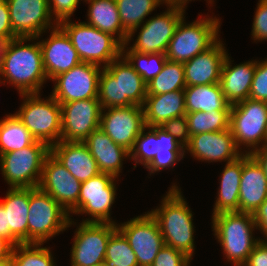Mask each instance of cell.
<instances>
[{
  "instance_id": "cell-14",
  "label": "cell",
  "mask_w": 267,
  "mask_h": 266,
  "mask_svg": "<svg viewBox=\"0 0 267 266\" xmlns=\"http://www.w3.org/2000/svg\"><path fill=\"white\" fill-rule=\"evenodd\" d=\"M61 105V140L83 142L100 128L102 107L98 98L75 100Z\"/></svg>"
},
{
  "instance_id": "cell-43",
  "label": "cell",
  "mask_w": 267,
  "mask_h": 266,
  "mask_svg": "<svg viewBox=\"0 0 267 266\" xmlns=\"http://www.w3.org/2000/svg\"><path fill=\"white\" fill-rule=\"evenodd\" d=\"M185 151H158L153 160L145 167L154 174L164 168L173 167L184 158Z\"/></svg>"
},
{
  "instance_id": "cell-1",
  "label": "cell",
  "mask_w": 267,
  "mask_h": 266,
  "mask_svg": "<svg viewBox=\"0 0 267 266\" xmlns=\"http://www.w3.org/2000/svg\"><path fill=\"white\" fill-rule=\"evenodd\" d=\"M35 38L18 37L7 42L0 77L16 86L20 94L39 93L41 86L48 79L42 59L39 42L25 44ZM2 75V76H1Z\"/></svg>"
},
{
  "instance_id": "cell-39",
  "label": "cell",
  "mask_w": 267,
  "mask_h": 266,
  "mask_svg": "<svg viewBox=\"0 0 267 266\" xmlns=\"http://www.w3.org/2000/svg\"><path fill=\"white\" fill-rule=\"evenodd\" d=\"M149 132H144L145 130ZM159 148V137L157 136V126H145L140 135L136 138L133 148L130 150V157L136 163H141L146 167L156 156Z\"/></svg>"
},
{
  "instance_id": "cell-35",
  "label": "cell",
  "mask_w": 267,
  "mask_h": 266,
  "mask_svg": "<svg viewBox=\"0 0 267 266\" xmlns=\"http://www.w3.org/2000/svg\"><path fill=\"white\" fill-rule=\"evenodd\" d=\"M231 110L186 113L190 136L230 129Z\"/></svg>"
},
{
  "instance_id": "cell-41",
  "label": "cell",
  "mask_w": 267,
  "mask_h": 266,
  "mask_svg": "<svg viewBox=\"0 0 267 266\" xmlns=\"http://www.w3.org/2000/svg\"><path fill=\"white\" fill-rule=\"evenodd\" d=\"M190 260L183 252L165 245L156 255L152 266H189Z\"/></svg>"
},
{
  "instance_id": "cell-25",
  "label": "cell",
  "mask_w": 267,
  "mask_h": 266,
  "mask_svg": "<svg viewBox=\"0 0 267 266\" xmlns=\"http://www.w3.org/2000/svg\"><path fill=\"white\" fill-rule=\"evenodd\" d=\"M83 142L96 160L100 172L118 178L122 170V161L126 157L130 158V151L116 144L100 128L93 131Z\"/></svg>"
},
{
  "instance_id": "cell-38",
  "label": "cell",
  "mask_w": 267,
  "mask_h": 266,
  "mask_svg": "<svg viewBox=\"0 0 267 266\" xmlns=\"http://www.w3.org/2000/svg\"><path fill=\"white\" fill-rule=\"evenodd\" d=\"M104 262L107 266H138L133 249L118 229L107 243Z\"/></svg>"
},
{
  "instance_id": "cell-11",
  "label": "cell",
  "mask_w": 267,
  "mask_h": 266,
  "mask_svg": "<svg viewBox=\"0 0 267 266\" xmlns=\"http://www.w3.org/2000/svg\"><path fill=\"white\" fill-rule=\"evenodd\" d=\"M71 249V266H96L105 260L107 243L117 230L115 223L81 222Z\"/></svg>"
},
{
  "instance_id": "cell-49",
  "label": "cell",
  "mask_w": 267,
  "mask_h": 266,
  "mask_svg": "<svg viewBox=\"0 0 267 266\" xmlns=\"http://www.w3.org/2000/svg\"><path fill=\"white\" fill-rule=\"evenodd\" d=\"M254 221L267 240V200L254 212Z\"/></svg>"
},
{
  "instance_id": "cell-23",
  "label": "cell",
  "mask_w": 267,
  "mask_h": 266,
  "mask_svg": "<svg viewBox=\"0 0 267 266\" xmlns=\"http://www.w3.org/2000/svg\"><path fill=\"white\" fill-rule=\"evenodd\" d=\"M226 56V49L218 40L205 52L184 62L186 87L219 83Z\"/></svg>"
},
{
  "instance_id": "cell-46",
  "label": "cell",
  "mask_w": 267,
  "mask_h": 266,
  "mask_svg": "<svg viewBox=\"0 0 267 266\" xmlns=\"http://www.w3.org/2000/svg\"><path fill=\"white\" fill-rule=\"evenodd\" d=\"M18 38L11 27L9 8L6 0H0V40L8 42Z\"/></svg>"
},
{
  "instance_id": "cell-10",
  "label": "cell",
  "mask_w": 267,
  "mask_h": 266,
  "mask_svg": "<svg viewBox=\"0 0 267 266\" xmlns=\"http://www.w3.org/2000/svg\"><path fill=\"white\" fill-rule=\"evenodd\" d=\"M230 130L237 148L246 145L252 148L245 153L258 149L259 143H267V102L247 98L231 105Z\"/></svg>"
},
{
  "instance_id": "cell-48",
  "label": "cell",
  "mask_w": 267,
  "mask_h": 266,
  "mask_svg": "<svg viewBox=\"0 0 267 266\" xmlns=\"http://www.w3.org/2000/svg\"><path fill=\"white\" fill-rule=\"evenodd\" d=\"M157 136L159 137V151H185V147L160 126H157Z\"/></svg>"
},
{
  "instance_id": "cell-53",
  "label": "cell",
  "mask_w": 267,
  "mask_h": 266,
  "mask_svg": "<svg viewBox=\"0 0 267 266\" xmlns=\"http://www.w3.org/2000/svg\"><path fill=\"white\" fill-rule=\"evenodd\" d=\"M188 1L191 0H163V3H166V6H178V7H186V4L189 3ZM210 4H212L213 0H209Z\"/></svg>"
},
{
  "instance_id": "cell-21",
  "label": "cell",
  "mask_w": 267,
  "mask_h": 266,
  "mask_svg": "<svg viewBox=\"0 0 267 266\" xmlns=\"http://www.w3.org/2000/svg\"><path fill=\"white\" fill-rule=\"evenodd\" d=\"M50 33L48 39L39 41L48 80L82 62L69 37L59 26L53 28Z\"/></svg>"
},
{
  "instance_id": "cell-26",
  "label": "cell",
  "mask_w": 267,
  "mask_h": 266,
  "mask_svg": "<svg viewBox=\"0 0 267 266\" xmlns=\"http://www.w3.org/2000/svg\"><path fill=\"white\" fill-rule=\"evenodd\" d=\"M30 188H10L0 203L7 212L10 242L16 246L28 243V213Z\"/></svg>"
},
{
  "instance_id": "cell-44",
  "label": "cell",
  "mask_w": 267,
  "mask_h": 266,
  "mask_svg": "<svg viewBox=\"0 0 267 266\" xmlns=\"http://www.w3.org/2000/svg\"><path fill=\"white\" fill-rule=\"evenodd\" d=\"M252 26L253 40H267V0H259Z\"/></svg>"
},
{
  "instance_id": "cell-16",
  "label": "cell",
  "mask_w": 267,
  "mask_h": 266,
  "mask_svg": "<svg viewBox=\"0 0 267 266\" xmlns=\"http://www.w3.org/2000/svg\"><path fill=\"white\" fill-rule=\"evenodd\" d=\"M57 201L70 215L78 211L81 182L49 153L43 163L38 186Z\"/></svg>"
},
{
  "instance_id": "cell-9",
  "label": "cell",
  "mask_w": 267,
  "mask_h": 266,
  "mask_svg": "<svg viewBox=\"0 0 267 266\" xmlns=\"http://www.w3.org/2000/svg\"><path fill=\"white\" fill-rule=\"evenodd\" d=\"M50 147L35 141L21 150L0 155V168L4 180L11 188H36L39 186L43 163Z\"/></svg>"
},
{
  "instance_id": "cell-28",
  "label": "cell",
  "mask_w": 267,
  "mask_h": 266,
  "mask_svg": "<svg viewBox=\"0 0 267 266\" xmlns=\"http://www.w3.org/2000/svg\"><path fill=\"white\" fill-rule=\"evenodd\" d=\"M143 110L147 127L161 126L167 120L186 115L184 90L147 95Z\"/></svg>"
},
{
  "instance_id": "cell-33",
  "label": "cell",
  "mask_w": 267,
  "mask_h": 266,
  "mask_svg": "<svg viewBox=\"0 0 267 266\" xmlns=\"http://www.w3.org/2000/svg\"><path fill=\"white\" fill-rule=\"evenodd\" d=\"M35 141L15 114L7 115L0 120V155L21 150Z\"/></svg>"
},
{
  "instance_id": "cell-34",
  "label": "cell",
  "mask_w": 267,
  "mask_h": 266,
  "mask_svg": "<svg viewBox=\"0 0 267 266\" xmlns=\"http://www.w3.org/2000/svg\"><path fill=\"white\" fill-rule=\"evenodd\" d=\"M185 88L183 63L166 60L161 72L147 83V95L164 94Z\"/></svg>"
},
{
  "instance_id": "cell-7",
  "label": "cell",
  "mask_w": 267,
  "mask_h": 266,
  "mask_svg": "<svg viewBox=\"0 0 267 266\" xmlns=\"http://www.w3.org/2000/svg\"><path fill=\"white\" fill-rule=\"evenodd\" d=\"M70 217L69 213L48 193L39 187L30 188L28 243L43 244L63 232L74 224Z\"/></svg>"
},
{
  "instance_id": "cell-31",
  "label": "cell",
  "mask_w": 267,
  "mask_h": 266,
  "mask_svg": "<svg viewBox=\"0 0 267 266\" xmlns=\"http://www.w3.org/2000/svg\"><path fill=\"white\" fill-rule=\"evenodd\" d=\"M186 113L231 110L220 83L190 86L184 89Z\"/></svg>"
},
{
  "instance_id": "cell-15",
  "label": "cell",
  "mask_w": 267,
  "mask_h": 266,
  "mask_svg": "<svg viewBox=\"0 0 267 266\" xmlns=\"http://www.w3.org/2000/svg\"><path fill=\"white\" fill-rule=\"evenodd\" d=\"M100 69L102 68L95 64L79 63L52 79L56 81V85L51 95L59 103L98 98Z\"/></svg>"
},
{
  "instance_id": "cell-18",
  "label": "cell",
  "mask_w": 267,
  "mask_h": 266,
  "mask_svg": "<svg viewBox=\"0 0 267 266\" xmlns=\"http://www.w3.org/2000/svg\"><path fill=\"white\" fill-rule=\"evenodd\" d=\"M168 10L145 21L134 45L130 48L139 53L165 54L175 29L184 17L185 8L167 6Z\"/></svg>"
},
{
  "instance_id": "cell-3",
  "label": "cell",
  "mask_w": 267,
  "mask_h": 266,
  "mask_svg": "<svg viewBox=\"0 0 267 266\" xmlns=\"http://www.w3.org/2000/svg\"><path fill=\"white\" fill-rule=\"evenodd\" d=\"M180 191L178 186L173 185L160 207L149 213L157 221L165 245L192 259L195 245L193 215Z\"/></svg>"
},
{
  "instance_id": "cell-55",
  "label": "cell",
  "mask_w": 267,
  "mask_h": 266,
  "mask_svg": "<svg viewBox=\"0 0 267 266\" xmlns=\"http://www.w3.org/2000/svg\"><path fill=\"white\" fill-rule=\"evenodd\" d=\"M0 266H12V262H11V260L10 261H3V262H0Z\"/></svg>"
},
{
  "instance_id": "cell-27",
  "label": "cell",
  "mask_w": 267,
  "mask_h": 266,
  "mask_svg": "<svg viewBox=\"0 0 267 266\" xmlns=\"http://www.w3.org/2000/svg\"><path fill=\"white\" fill-rule=\"evenodd\" d=\"M228 55L222 66L219 83L228 103L234 105L249 98V92L256 70V60L232 67Z\"/></svg>"
},
{
  "instance_id": "cell-52",
  "label": "cell",
  "mask_w": 267,
  "mask_h": 266,
  "mask_svg": "<svg viewBox=\"0 0 267 266\" xmlns=\"http://www.w3.org/2000/svg\"><path fill=\"white\" fill-rule=\"evenodd\" d=\"M0 236L10 241V229L7 227V212L0 203Z\"/></svg>"
},
{
  "instance_id": "cell-32",
  "label": "cell",
  "mask_w": 267,
  "mask_h": 266,
  "mask_svg": "<svg viewBox=\"0 0 267 266\" xmlns=\"http://www.w3.org/2000/svg\"><path fill=\"white\" fill-rule=\"evenodd\" d=\"M122 27L129 33L126 44L128 46L133 34L145 22L147 15L156 7L163 4V0H115Z\"/></svg>"
},
{
  "instance_id": "cell-40",
  "label": "cell",
  "mask_w": 267,
  "mask_h": 266,
  "mask_svg": "<svg viewBox=\"0 0 267 266\" xmlns=\"http://www.w3.org/2000/svg\"><path fill=\"white\" fill-rule=\"evenodd\" d=\"M249 98L267 102V59L256 61V70L249 92Z\"/></svg>"
},
{
  "instance_id": "cell-22",
  "label": "cell",
  "mask_w": 267,
  "mask_h": 266,
  "mask_svg": "<svg viewBox=\"0 0 267 266\" xmlns=\"http://www.w3.org/2000/svg\"><path fill=\"white\" fill-rule=\"evenodd\" d=\"M266 200L267 177L264 169L250 153H243L239 212L254 214Z\"/></svg>"
},
{
  "instance_id": "cell-50",
  "label": "cell",
  "mask_w": 267,
  "mask_h": 266,
  "mask_svg": "<svg viewBox=\"0 0 267 266\" xmlns=\"http://www.w3.org/2000/svg\"><path fill=\"white\" fill-rule=\"evenodd\" d=\"M14 245L6 238L0 236V262L10 261Z\"/></svg>"
},
{
  "instance_id": "cell-56",
  "label": "cell",
  "mask_w": 267,
  "mask_h": 266,
  "mask_svg": "<svg viewBox=\"0 0 267 266\" xmlns=\"http://www.w3.org/2000/svg\"><path fill=\"white\" fill-rule=\"evenodd\" d=\"M96 266H107V265L105 264V262H103V263L98 264V265H96Z\"/></svg>"
},
{
  "instance_id": "cell-12",
  "label": "cell",
  "mask_w": 267,
  "mask_h": 266,
  "mask_svg": "<svg viewBox=\"0 0 267 266\" xmlns=\"http://www.w3.org/2000/svg\"><path fill=\"white\" fill-rule=\"evenodd\" d=\"M115 177L100 173L87 181L81 182L78 197V211L75 214H88L92 218L82 222L115 223L110 218L111 206L116 195Z\"/></svg>"
},
{
  "instance_id": "cell-13",
  "label": "cell",
  "mask_w": 267,
  "mask_h": 266,
  "mask_svg": "<svg viewBox=\"0 0 267 266\" xmlns=\"http://www.w3.org/2000/svg\"><path fill=\"white\" fill-rule=\"evenodd\" d=\"M116 226L133 249L138 266H152L156 255L165 246L159 225L152 215L147 212Z\"/></svg>"
},
{
  "instance_id": "cell-36",
  "label": "cell",
  "mask_w": 267,
  "mask_h": 266,
  "mask_svg": "<svg viewBox=\"0 0 267 266\" xmlns=\"http://www.w3.org/2000/svg\"><path fill=\"white\" fill-rule=\"evenodd\" d=\"M125 48L127 47L122 46V57L130 63L146 83H149L161 72L167 60L166 54L163 53L146 54Z\"/></svg>"
},
{
  "instance_id": "cell-6",
  "label": "cell",
  "mask_w": 267,
  "mask_h": 266,
  "mask_svg": "<svg viewBox=\"0 0 267 266\" xmlns=\"http://www.w3.org/2000/svg\"><path fill=\"white\" fill-rule=\"evenodd\" d=\"M39 95L20 94L24 101L15 115L37 141L51 147L61 140V105L52 95L46 100Z\"/></svg>"
},
{
  "instance_id": "cell-51",
  "label": "cell",
  "mask_w": 267,
  "mask_h": 266,
  "mask_svg": "<svg viewBox=\"0 0 267 266\" xmlns=\"http://www.w3.org/2000/svg\"><path fill=\"white\" fill-rule=\"evenodd\" d=\"M251 155L263 167L265 176L267 177V143L251 153Z\"/></svg>"
},
{
  "instance_id": "cell-29",
  "label": "cell",
  "mask_w": 267,
  "mask_h": 266,
  "mask_svg": "<svg viewBox=\"0 0 267 266\" xmlns=\"http://www.w3.org/2000/svg\"><path fill=\"white\" fill-rule=\"evenodd\" d=\"M243 167V154L228 162L222 172L218 197L213 215L221 212L239 211V189Z\"/></svg>"
},
{
  "instance_id": "cell-37",
  "label": "cell",
  "mask_w": 267,
  "mask_h": 266,
  "mask_svg": "<svg viewBox=\"0 0 267 266\" xmlns=\"http://www.w3.org/2000/svg\"><path fill=\"white\" fill-rule=\"evenodd\" d=\"M37 243H20L13 247L12 266H55L50 249Z\"/></svg>"
},
{
  "instance_id": "cell-2",
  "label": "cell",
  "mask_w": 267,
  "mask_h": 266,
  "mask_svg": "<svg viewBox=\"0 0 267 266\" xmlns=\"http://www.w3.org/2000/svg\"><path fill=\"white\" fill-rule=\"evenodd\" d=\"M101 70L98 99L102 109L144 105L147 83L122 55Z\"/></svg>"
},
{
  "instance_id": "cell-54",
  "label": "cell",
  "mask_w": 267,
  "mask_h": 266,
  "mask_svg": "<svg viewBox=\"0 0 267 266\" xmlns=\"http://www.w3.org/2000/svg\"><path fill=\"white\" fill-rule=\"evenodd\" d=\"M7 42L0 40V71Z\"/></svg>"
},
{
  "instance_id": "cell-19",
  "label": "cell",
  "mask_w": 267,
  "mask_h": 266,
  "mask_svg": "<svg viewBox=\"0 0 267 266\" xmlns=\"http://www.w3.org/2000/svg\"><path fill=\"white\" fill-rule=\"evenodd\" d=\"M107 110L101 111L100 129L116 144L130 151L145 127L143 106L111 107Z\"/></svg>"
},
{
  "instance_id": "cell-20",
  "label": "cell",
  "mask_w": 267,
  "mask_h": 266,
  "mask_svg": "<svg viewBox=\"0 0 267 266\" xmlns=\"http://www.w3.org/2000/svg\"><path fill=\"white\" fill-rule=\"evenodd\" d=\"M185 150L198 160L208 162L226 161L228 163L243 154L237 148L230 129L193 135Z\"/></svg>"
},
{
  "instance_id": "cell-4",
  "label": "cell",
  "mask_w": 267,
  "mask_h": 266,
  "mask_svg": "<svg viewBox=\"0 0 267 266\" xmlns=\"http://www.w3.org/2000/svg\"><path fill=\"white\" fill-rule=\"evenodd\" d=\"M214 235L220 242L227 261L234 266H244L249 254L261 239H255L253 230L258 229L253 214L232 211L212 215ZM254 237V238H253Z\"/></svg>"
},
{
  "instance_id": "cell-8",
  "label": "cell",
  "mask_w": 267,
  "mask_h": 266,
  "mask_svg": "<svg viewBox=\"0 0 267 266\" xmlns=\"http://www.w3.org/2000/svg\"><path fill=\"white\" fill-rule=\"evenodd\" d=\"M219 27L217 17L199 18L190 24H186L183 17L169 42L167 60L184 63L205 52L219 40Z\"/></svg>"
},
{
  "instance_id": "cell-30",
  "label": "cell",
  "mask_w": 267,
  "mask_h": 266,
  "mask_svg": "<svg viewBox=\"0 0 267 266\" xmlns=\"http://www.w3.org/2000/svg\"><path fill=\"white\" fill-rule=\"evenodd\" d=\"M89 3L88 25L112 36L117 34V40L126 44L128 32L122 27L115 0H85Z\"/></svg>"
},
{
  "instance_id": "cell-24",
  "label": "cell",
  "mask_w": 267,
  "mask_h": 266,
  "mask_svg": "<svg viewBox=\"0 0 267 266\" xmlns=\"http://www.w3.org/2000/svg\"><path fill=\"white\" fill-rule=\"evenodd\" d=\"M50 153L80 182L101 173L84 142L60 140L50 147Z\"/></svg>"
},
{
  "instance_id": "cell-17",
  "label": "cell",
  "mask_w": 267,
  "mask_h": 266,
  "mask_svg": "<svg viewBox=\"0 0 267 266\" xmlns=\"http://www.w3.org/2000/svg\"><path fill=\"white\" fill-rule=\"evenodd\" d=\"M6 2L11 27L17 37L38 39L46 29L58 26L55 19L51 18L49 0H6Z\"/></svg>"
},
{
  "instance_id": "cell-47",
  "label": "cell",
  "mask_w": 267,
  "mask_h": 266,
  "mask_svg": "<svg viewBox=\"0 0 267 266\" xmlns=\"http://www.w3.org/2000/svg\"><path fill=\"white\" fill-rule=\"evenodd\" d=\"M244 266H267V240L261 239L249 254Z\"/></svg>"
},
{
  "instance_id": "cell-45",
  "label": "cell",
  "mask_w": 267,
  "mask_h": 266,
  "mask_svg": "<svg viewBox=\"0 0 267 266\" xmlns=\"http://www.w3.org/2000/svg\"><path fill=\"white\" fill-rule=\"evenodd\" d=\"M80 0H49L50 13L59 23L63 20L70 19L76 10Z\"/></svg>"
},
{
  "instance_id": "cell-42",
  "label": "cell",
  "mask_w": 267,
  "mask_h": 266,
  "mask_svg": "<svg viewBox=\"0 0 267 266\" xmlns=\"http://www.w3.org/2000/svg\"><path fill=\"white\" fill-rule=\"evenodd\" d=\"M160 127L174 136L184 147L188 144L191 136L186 115L167 120Z\"/></svg>"
},
{
  "instance_id": "cell-5",
  "label": "cell",
  "mask_w": 267,
  "mask_h": 266,
  "mask_svg": "<svg viewBox=\"0 0 267 266\" xmlns=\"http://www.w3.org/2000/svg\"><path fill=\"white\" fill-rule=\"evenodd\" d=\"M58 26L67 34L82 62L105 68L122 55V44L115 36L85 22L63 20Z\"/></svg>"
}]
</instances>
